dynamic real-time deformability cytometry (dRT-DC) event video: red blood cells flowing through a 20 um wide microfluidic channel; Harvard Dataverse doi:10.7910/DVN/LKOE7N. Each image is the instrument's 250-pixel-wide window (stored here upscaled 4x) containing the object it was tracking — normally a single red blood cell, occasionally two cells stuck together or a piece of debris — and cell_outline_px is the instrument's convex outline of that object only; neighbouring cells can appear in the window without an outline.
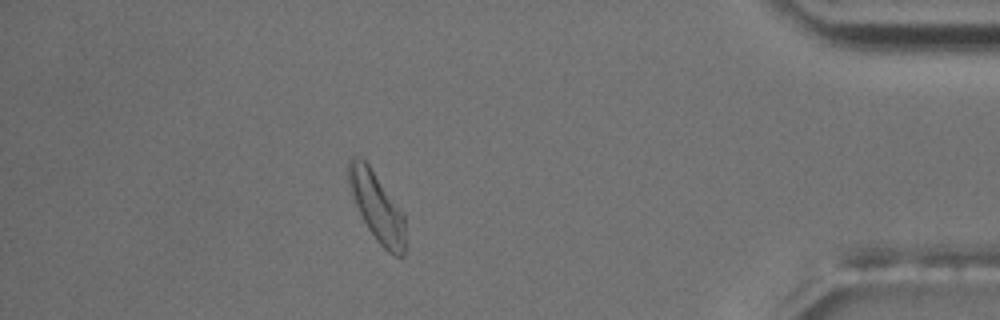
{"species": "common noctule bat (a hibernating species)", "species_latin": "Nyctalus noctula", "temperature_condition": "room temperature", "stored_images_in_passage": 44, "camera_frame_rate_fps": 3000, "um_per_image_px": 0.085, "animal": {"sex": "male", "body_mass_g": 17.5, "forearm_length_mm": 52.3}, "frame": {"image": 1, "passage_image": 38, "time_ms": 12.333, "image_size_px": [1000, 320], "cell_outline_px": [[404, 256], [400, 260], [388, 252], [376, 240], [368, 228], [356, 204], [348, 180], [348, 160], [352, 156], [364, 156], [404, 216]], "centroid_in_image_um": [32.03, 17.55], "position_along_channel_um": 403.2, "area_um2": 22.48}, "authors_computed_cell_mechanics": {"area_um2": 20.3745, "velocity_mm_per_s": 3.585, "shape_relaxation_time_tau1_ms": 4.1998, "shape_relaxation_time_tau2_ms": 2.7151, "deformation_change_tau1": 0.1504, "deformation_change_tau2": 0.0818}}